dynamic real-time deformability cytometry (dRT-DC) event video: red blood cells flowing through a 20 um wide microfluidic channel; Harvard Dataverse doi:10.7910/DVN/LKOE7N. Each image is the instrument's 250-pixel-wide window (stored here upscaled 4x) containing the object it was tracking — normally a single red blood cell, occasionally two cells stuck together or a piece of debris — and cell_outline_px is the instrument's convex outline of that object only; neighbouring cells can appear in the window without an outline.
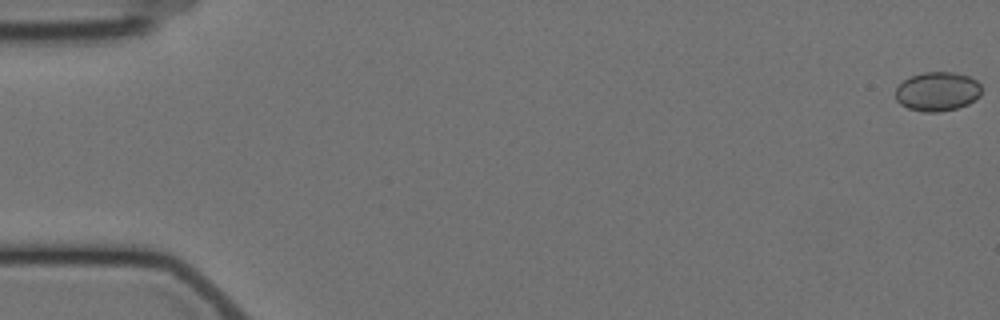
{"species": "Egyptian fruit bat (a non-hibernating species)", "species_latin": "Rousettus aegyptiacus", "temperature_condition": "cold", "stored_images_in_passage": 5, "camera_frame_rate_fps": 3000, "um_per_image_px": 0.085, "animal": {"sex": "female"}, "frame": {"image": 1, "passage_image": 1, "time_ms": 0.0, "image_size_px": [1000, 320], "cell_outline_px": [[980, 96], [976, 100], [968, 104], [956, 108], [940, 112], [924, 112], [908, 108], [900, 104], [896, 100], [896, 88], [904, 80], [912, 76], [924, 72], [956, 72], [968, 76], [976, 80], [980, 84]], "centroid_in_image_um": [79.69, 7.78], "position_along_channel_um": 5.3, "area_um2": 19.65}}
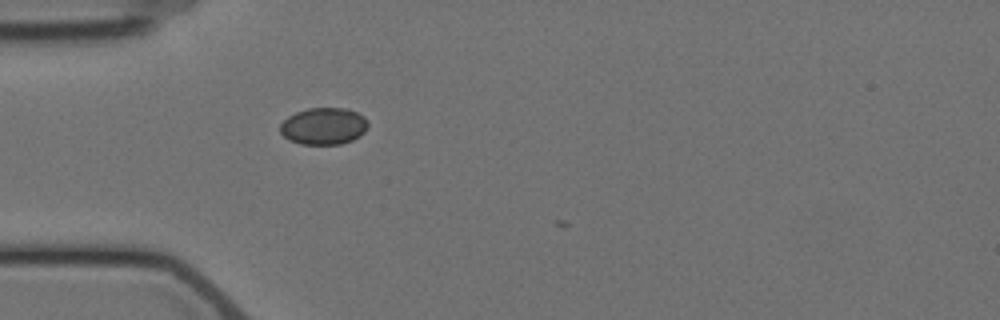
{"frame": {"image": 2, "passage_image": 5, "time_ms": 5.667, "image_size_px": [1000, 320], "cell_outline_px": [[368, 128], [360, 136], [352, 140], [340, 144], [300, 144], [288, 140], [280, 132], [280, 124], [288, 116], [296, 112], [308, 108], [348, 108], [364, 116], [368, 120]], "centroid_in_image_um": [27.52, 10.72], "position_along_channel_um": 57.5, "area_um2": 19.07}}